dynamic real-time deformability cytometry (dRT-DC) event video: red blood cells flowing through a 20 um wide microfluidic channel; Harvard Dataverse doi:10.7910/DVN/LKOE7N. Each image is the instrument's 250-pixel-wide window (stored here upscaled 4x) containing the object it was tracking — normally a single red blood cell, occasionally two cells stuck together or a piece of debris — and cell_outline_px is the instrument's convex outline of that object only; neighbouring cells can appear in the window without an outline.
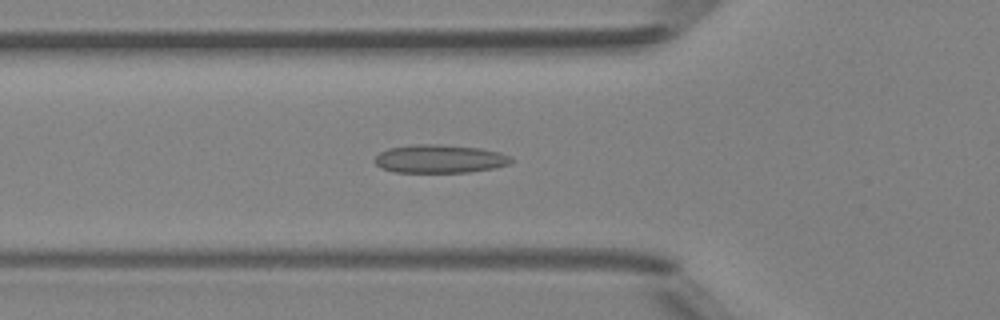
{"species": "Egyptian fruit bat (a non-hibernating species)", "species_latin": "Rousettus aegyptiacus", "temperature_condition": "room temperature", "stored_images_in_passage": 50, "camera_frame_rate_fps": 3000, "um_per_image_px": 0.085, "animal": {"sex": "female"}, "frame": {"image": 1, "passage_image": 18, "time_ms": 5.667, "image_size_px": [1000, 320], "cell_outline_px": [[516, 160], [508, 164], [492, 168], [468, 172], [392, 172], [380, 168], [376, 164], [376, 156], [380, 152], [388, 148], [412, 144], [436, 144], [480, 148], [500, 152], [512, 156]], "centroid_in_image_um": [37.38, 13.5], "position_along_channel_um": 88.4, "area_um2": 22.6}}
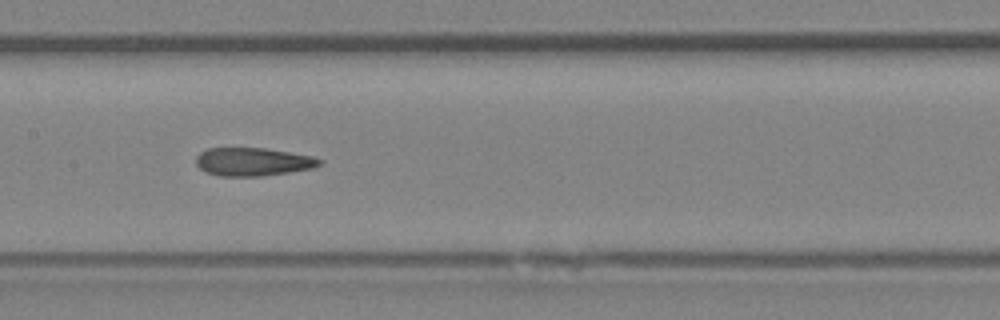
{"frame": {"image": 2, "passage_image": 25, "time_ms": 8.0, "image_size_px": [1000, 320], "cell_outline_px": [[324, 164], [312, 168], [288, 172], [260, 176], [220, 176], [204, 172], [196, 164], [196, 156], [200, 152], [208, 148], [264, 148], [312, 156], [324, 160]], "centroid_in_image_um": [21.5, 13.75], "position_along_channel_um": 185.9, "area_um2": 20.35}}
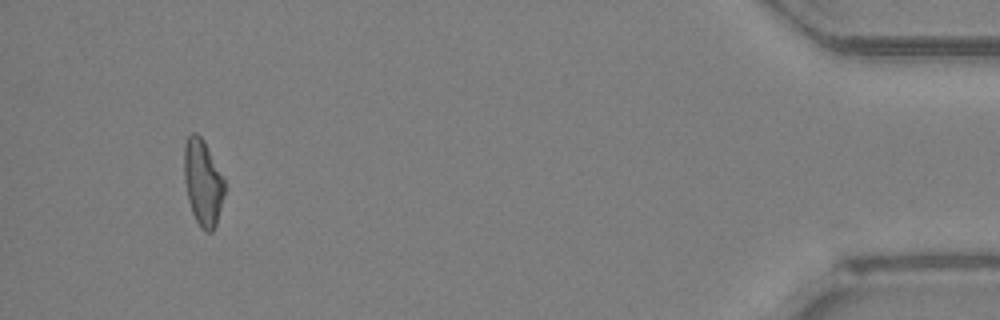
{"frame": {"image": 3, "passage_image": 47, "time_ms": 15.333, "image_size_px": [1000, 320], "cell_outline_px": [[224, 196], [216, 224], [212, 232], [204, 232], [200, 228], [192, 212], [188, 200], [184, 180], [184, 144], [188, 136], [192, 132], [196, 132], [204, 140], [224, 180]], "centroid_in_image_um": [17.22, 15.52], "position_along_channel_um": 418.0, "area_um2": 20.23}, "authors_computed_cell_mechanics": {"area_um2": 20.6924, "velocity_mm_per_s": 4.1826, "shape_relaxation_time_tau1_ms": null, "shape_relaxation_time_tau2_ms": 4.0685, "deformation_change_tau1": null, "deformation_change_tau2": 0.131}}